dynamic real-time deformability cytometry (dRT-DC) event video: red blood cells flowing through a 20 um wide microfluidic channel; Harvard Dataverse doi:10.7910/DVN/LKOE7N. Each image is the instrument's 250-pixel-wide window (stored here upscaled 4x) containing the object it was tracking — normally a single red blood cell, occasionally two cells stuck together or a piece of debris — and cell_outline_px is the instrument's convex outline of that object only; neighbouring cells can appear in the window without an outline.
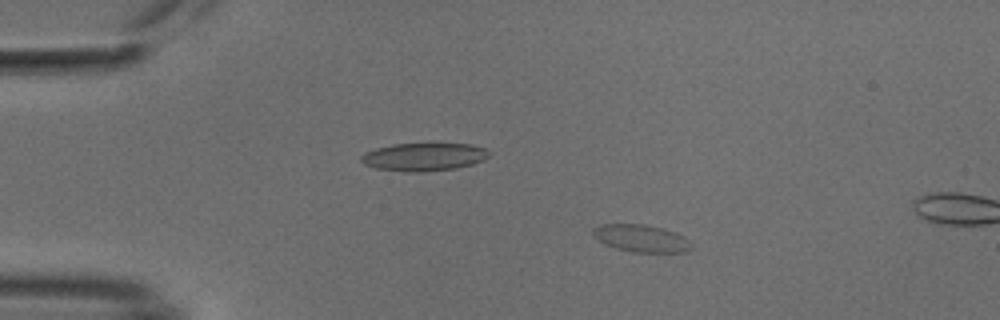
{"species": "common noctule bat (a hibernating species)", "species_latin": "Nyctalus noctula", "temperature_condition": "cold", "stored_images_in_passage": 17, "camera_frame_rate_fps": 3000, "um_per_image_px": 0.085, "animal": {"sex": "male", "body_mass_g": 18.8}, "frame": {"image": 1, "passage_image": 10, "time_ms": 3.0, "image_size_px": [1000, 320], "cell_outline_px": [[692, 248], [688, 252], [632, 252], [616, 248], [604, 244], [592, 232], [592, 228], [600, 224], [644, 224], [664, 228], [676, 232], [684, 236], [688, 240]], "centroid_in_image_um": [54.53, 20.25], "position_along_channel_um": 30.5, "area_um2": 15.72}}